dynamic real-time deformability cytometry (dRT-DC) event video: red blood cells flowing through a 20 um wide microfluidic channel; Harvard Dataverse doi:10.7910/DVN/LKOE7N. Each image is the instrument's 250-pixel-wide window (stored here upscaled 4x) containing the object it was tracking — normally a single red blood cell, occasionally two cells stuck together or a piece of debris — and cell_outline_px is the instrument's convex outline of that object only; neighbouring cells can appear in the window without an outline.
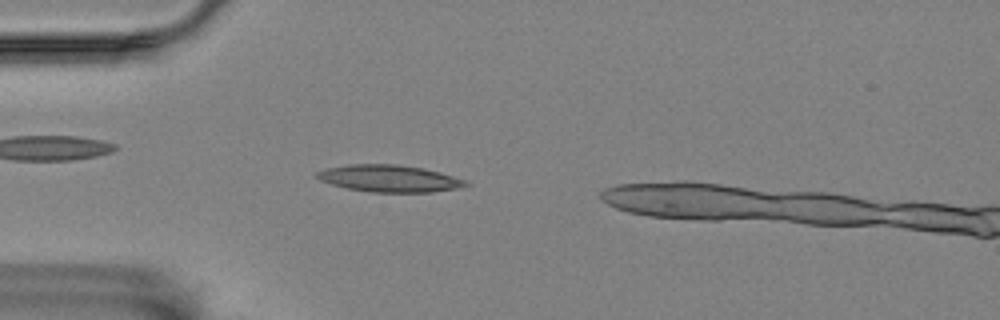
{"species": "Egyptian fruit bat (a non-hibernating species)", "species_latin": "Rousettus aegyptiacus", "temperature_condition": "room temperature", "stored_images_in_passage": 5, "camera_frame_rate_fps": 3000, "um_per_image_px": 0.085, "animal": {"sex": "female"}, "frame": {"image": 1, "passage_image": 3, "time_ms": 2.333, "image_size_px": [1000, 320], "cell_outline_px": [[472, 184], [460, 188], [432, 192], [372, 192], [348, 188], [332, 184], [320, 180], [312, 176], [316, 172], [328, 168], [348, 164], [396, 164], [424, 168], [440, 172], [464, 180]], "centroid_in_image_um": [33.09, 15.17], "position_along_channel_um": 51.9, "area_um2": 23.41}}